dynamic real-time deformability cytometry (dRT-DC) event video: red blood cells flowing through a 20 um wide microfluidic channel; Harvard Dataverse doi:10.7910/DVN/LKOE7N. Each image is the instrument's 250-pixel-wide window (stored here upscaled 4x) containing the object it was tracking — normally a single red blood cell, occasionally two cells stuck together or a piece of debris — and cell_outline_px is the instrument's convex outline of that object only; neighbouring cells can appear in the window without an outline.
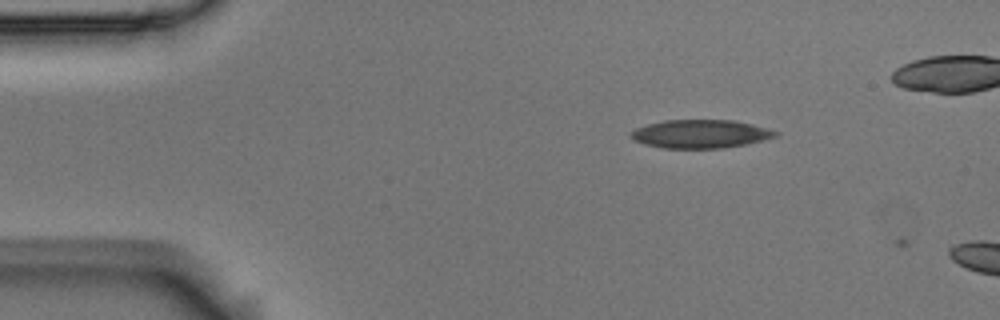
{"species": "Egyptian fruit bat (a non-hibernating species)", "species_latin": "Rousettus aegyptiacus", "temperature_condition": "room temperature", "stored_images_in_passage": 6, "camera_frame_rate_fps": 3000, "um_per_image_px": 0.085, "animal": {"sex": "male"}, "frame": {"image": 1, "passage_image": 3, "time_ms": 0.667, "image_size_px": [1000, 320], "cell_outline_px": [[780, 132], [776, 136], [744, 144], [724, 148], [664, 148], [644, 144], [632, 140], [628, 136], [636, 128], [648, 124], [664, 120], [736, 120], [752, 124]], "centroid_in_image_um": [59.5, 11.38], "position_along_channel_um": 25.5, "area_um2": 23.81}}